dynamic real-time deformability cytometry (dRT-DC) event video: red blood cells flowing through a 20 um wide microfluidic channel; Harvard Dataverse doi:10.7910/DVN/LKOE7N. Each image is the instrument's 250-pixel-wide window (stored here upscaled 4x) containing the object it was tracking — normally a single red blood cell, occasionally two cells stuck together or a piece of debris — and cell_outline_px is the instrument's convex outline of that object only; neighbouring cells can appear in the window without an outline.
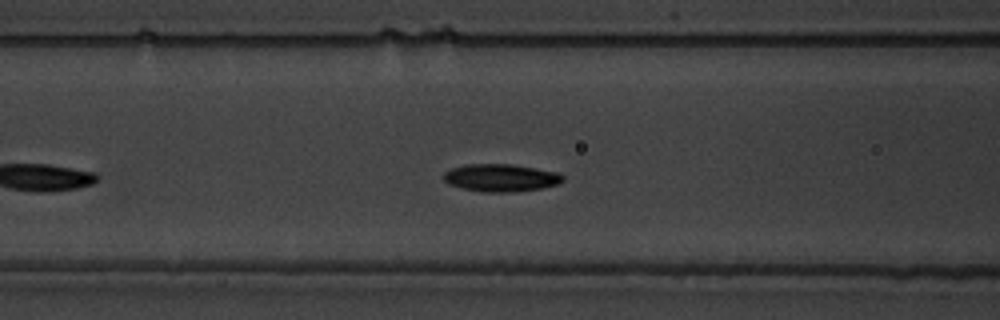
{"species": "common noctule bat (a hibernating species)", "species_latin": "Nyctalus noctula", "temperature_condition": "warm", "stored_images_in_passage": 44, "camera_frame_rate_fps": 3000, "um_per_image_px": 0.085, "animal": {"sex": "male", "body_mass_g": 19.5, "forearm_length_mm": 54.6}, "frame": {"image": 1, "passage_image": 13, "time_ms": 4.0, "image_size_px": [1000, 320], "cell_outline_px": [[564, 180], [560, 184], [540, 188], [508, 192], [484, 192], [460, 188], [448, 184], [444, 180], [444, 172], [452, 168], [464, 164], [512, 164], [560, 172], [564, 176]], "centroid_in_image_um": [42.58, 15.1], "position_along_channel_um": 124.0, "area_um2": 19.31}, "authors_computed_cell_mechanics": {"area_um2": 18.2359, "velocity_mm_per_s": 3.5706, "shape_relaxation_time_tau1_ms": 3.255, "shape_relaxation_time_tau2_ms": 3.1234, "deformation_change_tau1": 0.1469, "deformation_change_tau2": 0.0677}}